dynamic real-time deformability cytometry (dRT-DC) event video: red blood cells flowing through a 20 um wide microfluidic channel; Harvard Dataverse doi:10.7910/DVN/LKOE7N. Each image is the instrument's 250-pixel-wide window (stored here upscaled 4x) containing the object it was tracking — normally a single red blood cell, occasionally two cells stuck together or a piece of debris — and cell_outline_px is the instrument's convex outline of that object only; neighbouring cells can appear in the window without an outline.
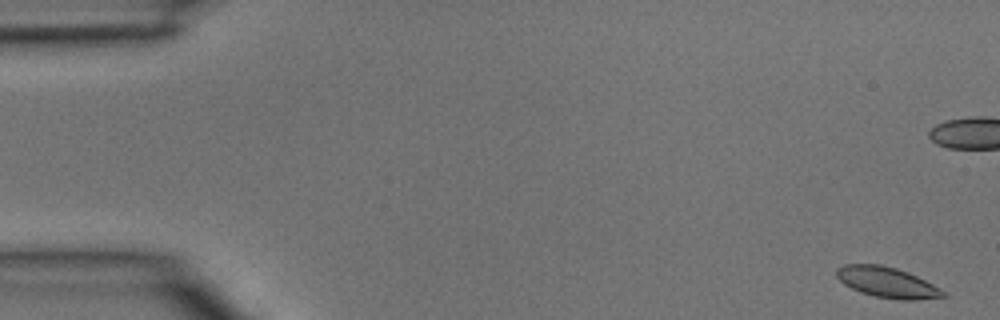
{"species": "common noctule bat (a hibernating species)", "species_latin": "Nyctalus noctula", "temperature_condition": "room temperature", "stored_images_in_passage": 4, "camera_frame_rate_fps": 3000, "um_per_image_px": 0.085, "animal": {"sex": "male", "body_mass_g": 15.6}, "frame": {"image": 1, "passage_image": 1, "time_ms": 0.0, "image_size_px": [1000, 320], "cell_outline_px": [[948, 296], [916, 300], [900, 300], [872, 296], [860, 292], [844, 284], [836, 276], [836, 268], [844, 264], [880, 264], [896, 268], [908, 272], [948, 292]], "centroid_in_image_um": [75.41, 24.01], "position_along_channel_um": 9.6, "area_um2": 19.13}}
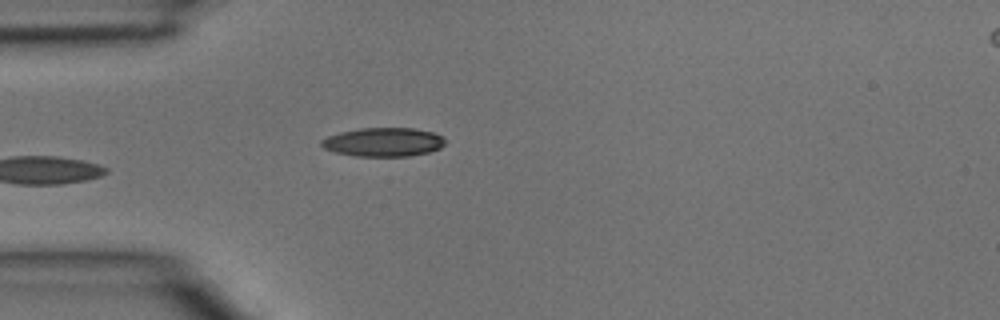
{"frame": {"image": 2, "passage_image": 4, "time_ms": 1.0, "image_size_px": [1000, 320], "cell_outline_px": [[444, 144], [440, 148], [428, 152], [408, 156], [356, 156], [336, 152], [324, 148], [320, 144], [320, 140], [328, 136], [340, 132], [360, 128], [412, 128], [432, 132], [444, 136]], "centroid_in_image_um": [32.58, 12.07], "position_along_channel_um": 52.4, "area_um2": 20.69}}